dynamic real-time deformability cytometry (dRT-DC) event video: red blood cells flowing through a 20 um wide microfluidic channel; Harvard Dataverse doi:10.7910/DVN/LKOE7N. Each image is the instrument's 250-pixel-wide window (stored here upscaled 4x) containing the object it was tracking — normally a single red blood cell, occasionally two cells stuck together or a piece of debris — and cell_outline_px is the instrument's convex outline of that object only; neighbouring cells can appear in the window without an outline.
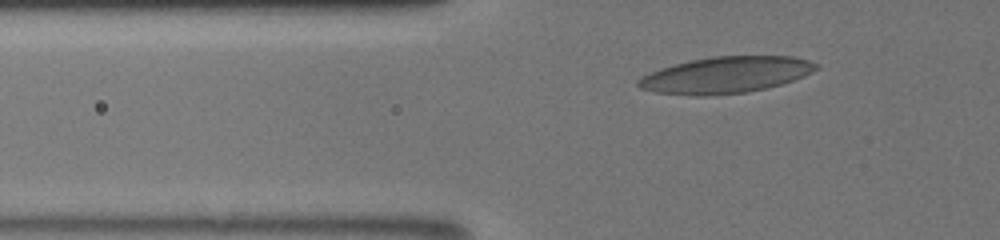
{"species": "human", "species_latin": "Homo sapiens", "temperature_condition": "room temperature", "stored_images_in_passage": 5, "camera_frame_rate_fps": 3000, "um_per_image_px": 0.085, "donor": {"sex": "male"}, "frame": {"image": 1, "passage_image": 5, "time_ms": 3.333, "image_size_px": [1000, 240], "cell_outline_px": [[820, 68], [804, 76], [780, 84], [748, 92], [708, 96], [692, 96], [656, 92], [640, 88], [636, 84], [636, 80], [660, 68], [692, 60], [712, 56], [792, 56], [808, 60], [820, 64]], "centroid_in_image_um": [61.71, 6.37], "position_along_channel_um": 64.1, "area_um2": 37.69}}